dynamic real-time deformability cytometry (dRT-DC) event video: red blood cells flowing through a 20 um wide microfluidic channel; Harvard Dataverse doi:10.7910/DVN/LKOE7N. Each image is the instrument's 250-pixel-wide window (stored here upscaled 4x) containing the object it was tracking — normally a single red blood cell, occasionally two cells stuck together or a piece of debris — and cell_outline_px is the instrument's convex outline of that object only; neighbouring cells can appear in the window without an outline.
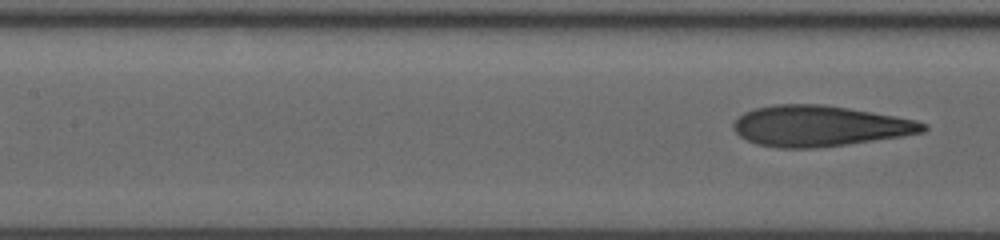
{"species": "human", "species_latin": "Homo sapiens", "temperature_condition": "room temperature", "stored_images_in_passage": 11, "segment_of_instrument_passage": [2, 2], "camera_frame_rate_fps": 3000, "um_per_image_px": 0.085, "donor": {"sex": "male"}, "frame": {"image": 1, "passage_image": 11, "time_ms": 4.0, "image_size_px": [1000, 240], "cell_outline_px": [[928, 128], [924, 132], [900, 136], [848, 144], [816, 148], [780, 148], [756, 144], [740, 136], [732, 128], [732, 124], [744, 112], [756, 108], [772, 104], [824, 104], [896, 116], [916, 120], [928, 124]], "centroid_in_image_um": [69.66, 10.7], "position_along_channel_um": 137.7, "area_um2": 45.03}}